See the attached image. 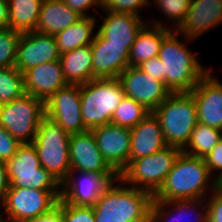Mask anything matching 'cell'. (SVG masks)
Instances as JSON below:
<instances>
[{
    "label": "cell",
    "instance_id": "obj_16",
    "mask_svg": "<svg viewBox=\"0 0 222 222\" xmlns=\"http://www.w3.org/2000/svg\"><path fill=\"white\" fill-rule=\"evenodd\" d=\"M70 172L118 175L104 160L91 130L71 134L69 140Z\"/></svg>",
    "mask_w": 222,
    "mask_h": 222
},
{
    "label": "cell",
    "instance_id": "obj_20",
    "mask_svg": "<svg viewBox=\"0 0 222 222\" xmlns=\"http://www.w3.org/2000/svg\"><path fill=\"white\" fill-rule=\"evenodd\" d=\"M23 80L25 92L44 102L56 91L69 85L59 60L43 63L26 70L23 73Z\"/></svg>",
    "mask_w": 222,
    "mask_h": 222
},
{
    "label": "cell",
    "instance_id": "obj_8",
    "mask_svg": "<svg viewBox=\"0 0 222 222\" xmlns=\"http://www.w3.org/2000/svg\"><path fill=\"white\" fill-rule=\"evenodd\" d=\"M44 115L45 102L27 93L0 105V125L21 144L34 141Z\"/></svg>",
    "mask_w": 222,
    "mask_h": 222
},
{
    "label": "cell",
    "instance_id": "obj_28",
    "mask_svg": "<svg viewBox=\"0 0 222 222\" xmlns=\"http://www.w3.org/2000/svg\"><path fill=\"white\" fill-rule=\"evenodd\" d=\"M43 0H8L9 28L20 33L35 31Z\"/></svg>",
    "mask_w": 222,
    "mask_h": 222
},
{
    "label": "cell",
    "instance_id": "obj_44",
    "mask_svg": "<svg viewBox=\"0 0 222 222\" xmlns=\"http://www.w3.org/2000/svg\"><path fill=\"white\" fill-rule=\"evenodd\" d=\"M0 206H1V204H0ZM2 208H0V210H1ZM5 217V214L3 215V213H2V211H0V222H7V219L6 218H4Z\"/></svg>",
    "mask_w": 222,
    "mask_h": 222
},
{
    "label": "cell",
    "instance_id": "obj_35",
    "mask_svg": "<svg viewBox=\"0 0 222 222\" xmlns=\"http://www.w3.org/2000/svg\"><path fill=\"white\" fill-rule=\"evenodd\" d=\"M64 222H95L92 206H76L63 201Z\"/></svg>",
    "mask_w": 222,
    "mask_h": 222
},
{
    "label": "cell",
    "instance_id": "obj_39",
    "mask_svg": "<svg viewBox=\"0 0 222 222\" xmlns=\"http://www.w3.org/2000/svg\"><path fill=\"white\" fill-rule=\"evenodd\" d=\"M21 222H64L63 221V201L58 200L57 204L48 212Z\"/></svg>",
    "mask_w": 222,
    "mask_h": 222
},
{
    "label": "cell",
    "instance_id": "obj_30",
    "mask_svg": "<svg viewBox=\"0 0 222 222\" xmlns=\"http://www.w3.org/2000/svg\"><path fill=\"white\" fill-rule=\"evenodd\" d=\"M150 113L151 111L144 105L133 98L124 96L112 115L111 123L132 129Z\"/></svg>",
    "mask_w": 222,
    "mask_h": 222
},
{
    "label": "cell",
    "instance_id": "obj_17",
    "mask_svg": "<svg viewBox=\"0 0 222 222\" xmlns=\"http://www.w3.org/2000/svg\"><path fill=\"white\" fill-rule=\"evenodd\" d=\"M93 79L118 78L129 66V50L125 44L106 43V38L99 32L91 43Z\"/></svg>",
    "mask_w": 222,
    "mask_h": 222
},
{
    "label": "cell",
    "instance_id": "obj_19",
    "mask_svg": "<svg viewBox=\"0 0 222 222\" xmlns=\"http://www.w3.org/2000/svg\"><path fill=\"white\" fill-rule=\"evenodd\" d=\"M222 24V0H191L184 21L175 30L181 37L196 40Z\"/></svg>",
    "mask_w": 222,
    "mask_h": 222
},
{
    "label": "cell",
    "instance_id": "obj_41",
    "mask_svg": "<svg viewBox=\"0 0 222 222\" xmlns=\"http://www.w3.org/2000/svg\"><path fill=\"white\" fill-rule=\"evenodd\" d=\"M71 9L79 13L81 16H91L87 14V9L102 8V0H63Z\"/></svg>",
    "mask_w": 222,
    "mask_h": 222
},
{
    "label": "cell",
    "instance_id": "obj_36",
    "mask_svg": "<svg viewBox=\"0 0 222 222\" xmlns=\"http://www.w3.org/2000/svg\"><path fill=\"white\" fill-rule=\"evenodd\" d=\"M21 143L0 125V162L6 163L17 151Z\"/></svg>",
    "mask_w": 222,
    "mask_h": 222
},
{
    "label": "cell",
    "instance_id": "obj_3",
    "mask_svg": "<svg viewBox=\"0 0 222 222\" xmlns=\"http://www.w3.org/2000/svg\"><path fill=\"white\" fill-rule=\"evenodd\" d=\"M173 30L162 42L158 58L163 63V82L172 93L190 92L210 71L204 69L195 53L187 48V42L193 41ZM184 42V43H183Z\"/></svg>",
    "mask_w": 222,
    "mask_h": 222
},
{
    "label": "cell",
    "instance_id": "obj_9",
    "mask_svg": "<svg viewBox=\"0 0 222 222\" xmlns=\"http://www.w3.org/2000/svg\"><path fill=\"white\" fill-rule=\"evenodd\" d=\"M9 188L27 187L38 190H61V184L41 166L33 143H23L6 162Z\"/></svg>",
    "mask_w": 222,
    "mask_h": 222
},
{
    "label": "cell",
    "instance_id": "obj_37",
    "mask_svg": "<svg viewBox=\"0 0 222 222\" xmlns=\"http://www.w3.org/2000/svg\"><path fill=\"white\" fill-rule=\"evenodd\" d=\"M212 192L211 198L207 201V220L222 222V191L216 187Z\"/></svg>",
    "mask_w": 222,
    "mask_h": 222
},
{
    "label": "cell",
    "instance_id": "obj_43",
    "mask_svg": "<svg viewBox=\"0 0 222 222\" xmlns=\"http://www.w3.org/2000/svg\"><path fill=\"white\" fill-rule=\"evenodd\" d=\"M9 28V2L0 0V29Z\"/></svg>",
    "mask_w": 222,
    "mask_h": 222
},
{
    "label": "cell",
    "instance_id": "obj_33",
    "mask_svg": "<svg viewBox=\"0 0 222 222\" xmlns=\"http://www.w3.org/2000/svg\"><path fill=\"white\" fill-rule=\"evenodd\" d=\"M157 5V8L166 15V19L173 21L175 26H172L173 30H176L180 24L184 21L187 10L190 7L191 0H152Z\"/></svg>",
    "mask_w": 222,
    "mask_h": 222
},
{
    "label": "cell",
    "instance_id": "obj_31",
    "mask_svg": "<svg viewBox=\"0 0 222 222\" xmlns=\"http://www.w3.org/2000/svg\"><path fill=\"white\" fill-rule=\"evenodd\" d=\"M23 74L15 67L0 68V105L25 94Z\"/></svg>",
    "mask_w": 222,
    "mask_h": 222
},
{
    "label": "cell",
    "instance_id": "obj_18",
    "mask_svg": "<svg viewBox=\"0 0 222 222\" xmlns=\"http://www.w3.org/2000/svg\"><path fill=\"white\" fill-rule=\"evenodd\" d=\"M211 72L190 93L196 104L198 122L222 131V83Z\"/></svg>",
    "mask_w": 222,
    "mask_h": 222
},
{
    "label": "cell",
    "instance_id": "obj_29",
    "mask_svg": "<svg viewBox=\"0 0 222 222\" xmlns=\"http://www.w3.org/2000/svg\"><path fill=\"white\" fill-rule=\"evenodd\" d=\"M221 139V130L198 122L182 151L192 156L205 158Z\"/></svg>",
    "mask_w": 222,
    "mask_h": 222
},
{
    "label": "cell",
    "instance_id": "obj_45",
    "mask_svg": "<svg viewBox=\"0 0 222 222\" xmlns=\"http://www.w3.org/2000/svg\"><path fill=\"white\" fill-rule=\"evenodd\" d=\"M217 187L222 191V179L217 182Z\"/></svg>",
    "mask_w": 222,
    "mask_h": 222
},
{
    "label": "cell",
    "instance_id": "obj_22",
    "mask_svg": "<svg viewBox=\"0 0 222 222\" xmlns=\"http://www.w3.org/2000/svg\"><path fill=\"white\" fill-rule=\"evenodd\" d=\"M130 130V161L149 156L167 146L160 121L153 112Z\"/></svg>",
    "mask_w": 222,
    "mask_h": 222
},
{
    "label": "cell",
    "instance_id": "obj_7",
    "mask_svg": "<svg viewBox=\"0 0 222 222\" xmlns=\"http://www.w3.org/2000/svg\"><path fill=\"white\" fill-rule=\"evenodd\" d=\"M182 149L166 146L149 156L131 160L119 178L128 186L142 189L154 195L164 183Z\"/></svg>",
    "mask_w": 222,
    "mask_h": 222
},
{
    "label": "cell",
    "instance_id": "obj_14",
    "mask_svg": "<svg viewBox=\"0 0 222 222\" xmlns=\"http://www.w3.org/2000/svg\"><path fill=\"white\" fill-rule=\"evenodd\" d=\"M78 173L81 178H75V172H70L61 183L60 197V200L76 206H93L111 182L119 179V175Z\"/></svg>",
    "mask_w": 222,
    "mask_h": 222
},
{
    "label": "cell",
    "instance_id": "obj_25",
    "mask_svg": "<svg viewBox=\"0 0 222 222\" xmlns=\"http://www.w3.org/2000/svg\"><path fill=\"white\" fill-rule=\"evenodd\" d=\"M81 17L63 0H43L35 31L55 35L74 24Z\"/></svg>",
    "mask_w": 222,
    "mask_h": 222
},
{
    "label": "cell",
    "instance_id": "obj_24",
    "mask_svg": "<svg viewBox=\"0 0 222 222\" xmlns=\"http://www.w3.org/2000/svg\"><path fill=\"white\" fill-rule=\"evenodd\" d=\"M152 24L142 28L129 51V66H138L142 62L157 57L163 40L173 31L154 19ZM154 22V23H153ZM153 25V26H152Z\"/></svg>",
    "mask_w": 222,
    "mask_h": 222
},
{
    "label": "cell",
    "instance_id": "obj_15",
    "mask_svg": "<svg viewBox=\"0 0 222 222\" xmlns=\"http://www.w3.org/2000/svg\"><path fill=\"white\" fill-rule=\"evenodd\" d=\"M59 59L60 53L54 35L37 31L21 33L17 44L15 67L22 74L32 67Z\"/></svg>",
    "mask_w": 222,
    "mask_h": 222
},
{
    "label": "cell",
    "instance_id": "obj_27",
    "mask_svg": "<svg viewBox=\"0 0 222 222\" xmlns=\"http://www.w3.org/2000/svg\"><path fill=\"white\" fill-rule=\"evenodd\" d=\"M96 19L93 16H82L74 24L54 35L60 54H64L93 42V30ZM93 35V36H92Z\"/></svg>",
    "mask_w": 222,
    "mask_h": 222
},
{
    "label": "cell",
    "instance_id": "obj_40",
    "mask_svg": "<svg viewBox=\"0 0 222 222\" xmlns=\"http://www.w3.org/2000/svg\"><path fill=\"white\" fill-rule=\"evenodd\" d=\"M163 63L161 60L157 57L151 58L147 61L142 62L137 67L145 72L146 74L151 75L157 80H160L163 82Z\"/></svg>",
    "mask_w": 222,
    "mask_h": 222
},
{
    "label": "cell",
    "instance_id": "obj_2",
    "mask_svg": "<svg viewBox=\"0 0 222 222\" xmlns=\"http://www.w3.org/2000/svg\"><path fill=\"white\" fill-rule=\"evenodd\" d=\"M210 177L212 176L204 158L192 156L182 151L164 183L153 195V200L204 199L206 190L211 192L217 187L216 180H210Z\"/></svg>",
    "mask_w": 222,
    "mask_h": 222
},
{
    "label": "cell",
    "instance_id": "obj_12",
    "mask_svg": "<svg viewBox=\"0 0 222 222\" xmlns=\"http://www.w3.org/2000/svg\"><path fill=\"white\" fill-rule=\"evenodd\" d=\"M125 96L133 98L153 112L172 92L164 82L137 66H128L118 77Z\"/></svg>",
    "mask_w": 222,
    "mask_h": 222
},
{
    "label": "cell",
    "instance_id": "obj_32",
    "mask_svg": "<svg viewBox=\"0 0 222 222\" xmlns=\"http://www.w3.org/2000/svg\"><path fill=\"white\" fill-rule=\"evenodd\" d=\"M21 33L10 28L0 29V68L15 66L17 44Z\"/></svg>",
    "mask_w": 222,
    "mask_h": 222
},
{
    "label": "cell",
    "instance_id": "obj_4",
    "mask_svg": "<svg viewBox=\"0 0 222 222\" xmlns=\"http://www.w3.org/2000/svg\"><path fill=\"white\" fill-rule=\"evenodd\" d=\"M167 146L183 149L198 123L196 104L190 92L171 93L154 111Z\"/></svg>",
    "mask_w": 222,
    "mask_h": 222
},
{
    "label": "cell",
    "instance_id": "obj_23",
    "mask_svg": "<svg viewBox=\"0 0 222 222\" xmlns=\"http://www.w3.org/2000/svg\"><path fill=\"white\" fill-rule=\"evenodd\" d=\"M201 205L203 206L202 210L203 211L205 210V211L204 212L202 211L201 213L199 212V214L197 215L196 211L201 210L198 208L199 206L201 208ZM168 207H171V208L169 209ZM189 211L191 212L190 214L191 216H192V213H195V216H193L195 218V222H206L207 221V199L206 198L205 199H187V200H173V201L153 200L151 204V208H150L149 222H163L164 220L166 222H171V221L172 222H178V221L185 222L186 221L185 217L189 214L188 213Z\"/></svg>",
    "mask_w": 222,
    "mask_h": 222
},
{
    "label": "cell",
    "instance_id": "obj_13",
    "mask_svg": "<svg viewBox=\"0 0 222 222\" xmlns=\"http://www.w3.org/2000/svg\"><path fill=\"white\" fill-rule=\"evenodd\" d=\"M91 131L104 160L120 175L130 162L131 130L107 123Z\"/></svg>",
    "mask_w": 222,
    "mask_h": 222
},
{
    "label": "cell",
    "instance_id": "obj_34",
    "mask_svg": "<svg viewBox=\"0 0 222 222\" xmlns=\"http://www.w3.org/2000/svg\"><path fill=\"white\" fill-rule=\"evenodd\" d=\"M150 4L149 0H102V11L130 13L140 16V10ZM144 7V8H143Z\"/></svg>",
    "mask_w": 222,
    "mask_h": 222
},
{
    "label": "cell",
    "instance_id": "obj_21",
    "mask_svg": "<svg viewBox=\"0 0 222 222\" xmlns=\"http://www.w3.org/2000/svg\"><path fill=\"white\" fill-rule=\"evenodd\" d=\"M98 31L106 38V43L125 44L130 51L137 35L146 25L140 16L106 11Z\"/></svg>",
    "mask_w": 222,
    "mask_h": 222
},
{
    "label": "cell",
    "instance_id": "obj_11",
    "mask_svg": "<svg viewBox=\"0 0 222 222\" xmlns=\"http://www.w3.org/2000/svg\"><path fill=\"white\" fill-rule=\"evenodd\" d=\"M45 114L67 133L88 131L81 114L80 85H67L45 101Z\"/></svg>",
    "mask_w": 222,
    "mask_h": 222
},
{
    "label": "cell",
    "instance_id": "obj_38",
    "mask_svg": "<svg viewBox=\"0 0 222 222\" xmlns=\"http://www.w3.org/2000/svg\"><path fill=\"white\" fill-rule=\"evenodd\" d=\"M206 166L208 167L209 173L214 175L216 170L221 171L216 175L214 179L218 182L222 179V139L217 143V145L211 150V152L204 158ZM215 171V172H214Z\"/></svg>",
    "mask_w": 222,
    "mask_h": 222
},
{
    "label": "cell",
    "instance_id": "obj_26",
    "mask_svg": "<svg viewBox=\"0 0 222 222\" xmlns=\"http://www.w3.org/2000/svg\"><path fill=\"white\" fill-rule=\"evenodd\" d=\"M59 61L68 84L82 85L93 79L91 44L60 54Z\"/></svg>",
    "mask_w": 222,
    "mask_h": 222
},
{
    "label": "cell",
    "instance_id": "obj_1",
    "mask_svg": "<svg viewBox=\"0 0 222 222\" xmlns=\"http://www.w3.org/2000/svg\"><path fill=\"white\" fill-rule=\"evenodd\" d=\"M124 184L119 178L103 191L92 206L95 222H149L153 195Z\"/></svg>",
    "mask_w": 222,
    "mask_h": 222
},
{
    "label": "cell",
    "instance_id": "obj_5",
    "mask_svg": "<svg viewBox=\"0 0 222 222\" xmlns=\"http://www.w3.org/2000/svg\"><path fill=\"white\" fill-rule=\"evenodd\" d=\"M125 93L118 78H94L80 85L81 114L85 127L111 123L112 115Z\"/></svg>",
    "mask_w": 222,
    "mask_h": 222
},
{
    "label": "cell",
    "instance_id": "obj_6",
    "mask_svg": "<svg viewBox=\"0 0 222 222\" xmlns=\"http://www.w3.org/2000/svg\"><path fill=\"white\" fill-rule=\"evenodd\" d=\"M69 140L70 134L45 114L32 142L37 150L41 166L60 184L71 171Z\"/></svg>",
    "mask_w": 222,
    "mask_h": 222
},
{
    "label": "cell",
    "instance_id": "obj_42",
    "mask_svg": "<svg viewBox=\"0 0 222 222\" xmlns=\"http://www.w3.org/2000/svg\"><path fill=\"white\" fill-rule=\"evenodd\" d=\"M9 187L10 181L8 178L6 163L0 162V203L4 201Z\"/></svg>",
    "mask_w": 222,
    "mask_h": 222
},
{
    "label": "cell",
    "instance_id": "obj_10",
    "mask_svg": "<svg viewBox=\"0 0 222 222\" xmlns=\"http://www.w3.org/2000/svg\"><path fill=\"white\" fill-rule=\"evenodd\" d=\"M60 197L61 190L9 188L1 207L4 208L7 222H21L48 212Z\"/></svg>",
    "mask_w": 222,
    "mask_h": 222
}]
</instances>
